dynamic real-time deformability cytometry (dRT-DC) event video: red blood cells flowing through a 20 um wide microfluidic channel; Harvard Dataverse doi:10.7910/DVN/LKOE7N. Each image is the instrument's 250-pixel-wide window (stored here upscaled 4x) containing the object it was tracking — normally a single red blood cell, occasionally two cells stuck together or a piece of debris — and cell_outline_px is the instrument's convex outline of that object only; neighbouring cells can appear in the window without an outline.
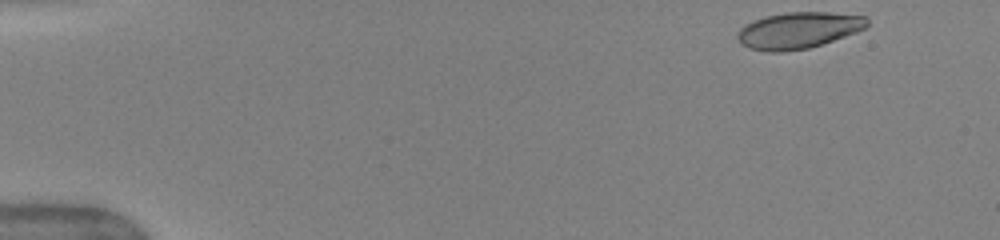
{"species": "human", "species_latin": "Homo sapiens", "temperature_condition": "warm", "stored_images_in_passage": 47, "camera_frame_rate_fps": 3000, "um_per_image_px": 0.085, "donor": {"sex": "female"}, "frame": {"image": 1, "passage_image": 1, "time_ms": 0.0, "image_size_px": [1000, 240], "cell_outline_px": [[868, 24], [864, 28], [856, 32], [808, 48], [784, 52], [768, 52], [748, 48], [740, 44], [736, 36], [740, 28], [744, 24], [752, 20], [764, 16], [788, 12], [828, 12], [868, 16]], "centroid_in_image_um": [67.81, 2.57], "position_along_channel_um": 17.2, "area_um2": 27.63}}
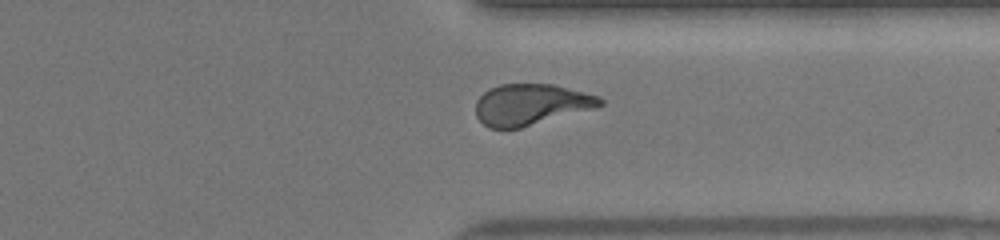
{"frame": {"image": 2, "passage_image": 36, "time_ms": 11.667, "image_size_px": [1000, 240], "cell_outline_px": [[604, 104], [520, 128], [488, 128], [476, 116], [476, 100], [484, 92], [500, 84], [552, 84], [600, 96], [604, 100]], "centroid_in_image_um": [45.08, 8.87], "position_along_channel_um": 366.3, "area_um2": 29.25}}
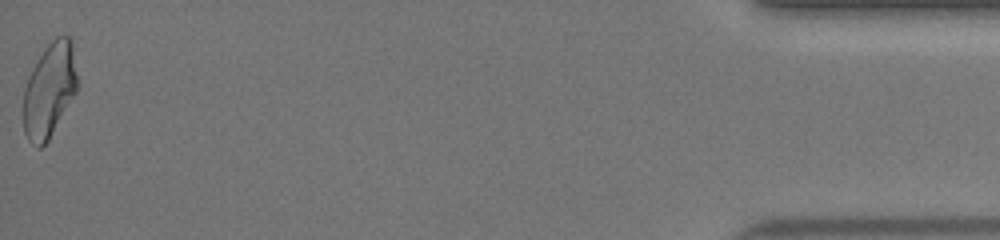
{"frame": {"image": 3, "passage_image": 47, "time_ms": 15.333, "image_size_px": [1000, 240], "cell_outline_px": [[76, 92], [48, 140], [40, 148], [36, 148], [28, 140], [24, 132], [20, 112], [24, 88], [28, 76], [32, 68], [44, 48], [56, 36], [72, 36], [76, 76]], "centroid_in_image_um": [4.14, 7.68], "position_along_channel_um": 431.1, "area_um2": 30.06}, "authors_computed_cell_mechanics": {"area_um2": 29.8248, "velocity_mm_per_s": 4.063, "shape_relaxation_time_tau1_ms": 5.2461, "shape_relaxation_time_tau2_ms": 1.0607, "deformation_change_tau1": 0.2078, "deformation_change_tau2": 0.0972}}